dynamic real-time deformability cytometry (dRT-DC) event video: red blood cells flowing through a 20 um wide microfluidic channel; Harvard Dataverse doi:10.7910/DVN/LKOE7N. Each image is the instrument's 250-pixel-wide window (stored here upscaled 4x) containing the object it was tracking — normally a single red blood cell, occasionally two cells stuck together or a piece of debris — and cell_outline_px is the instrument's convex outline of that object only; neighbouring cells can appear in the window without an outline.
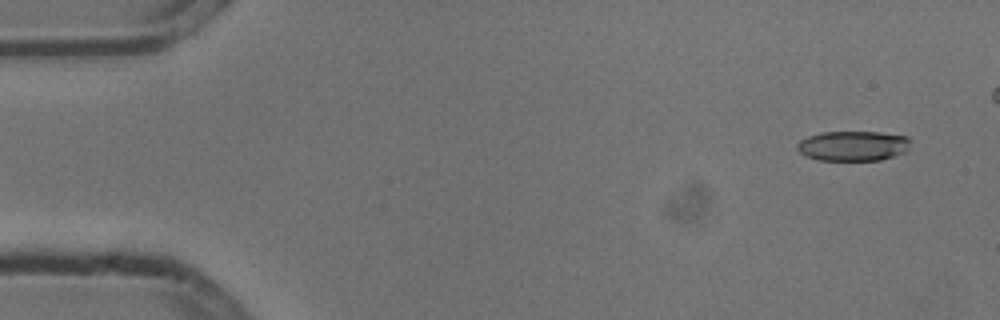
{"species": "common noctule bat (a hibernating species)", "species_latin": "Nyctalus noctula", "temperature_condition": "cold", "stored_images_in_passage": 7, "camera_frame_rate_fps": 3000, "um_per_image_px": 0.085, "animal": {"sex": "male", "body_mass_g": 13.3}, "frame": {"image": 1, "passage_image": 1, "time_ms": 0.0, "image_size_px": [1000, 320], "cell_outline_px": [[912, 140], [908, 148], [904, 152], [880, 160], [816, 160], [800, 152], [796, 148], [796, 144], [800, 140], [808, 136], [824, 132], [880, 132], [908, 136]], "centroid_in_image_um": [72.52, 12.39], "position_along_channel_um": 12.5, "area_um2": 19.83}}
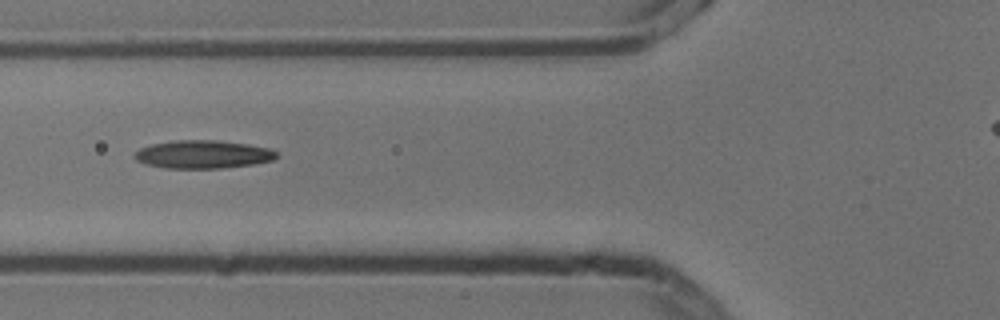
{"frame": {"image": 2, "passage_image": 6, "time_ms": 1.667, "image_size_px": [1000, 320], "cell_outline_px": [[276, 156], [272, 160], [252, 164], [220, 168], [164, 168], [144, 164], [136, 160], [132, 156], [140, 148], [152, 144], [176, 140], [216, 140], [248, 144], [268, 148], [276, 152]], "centroid_in_image_um": [17.19, 13.12], "position_along_channel_um": 108.6, "area_um2": 23.12}}
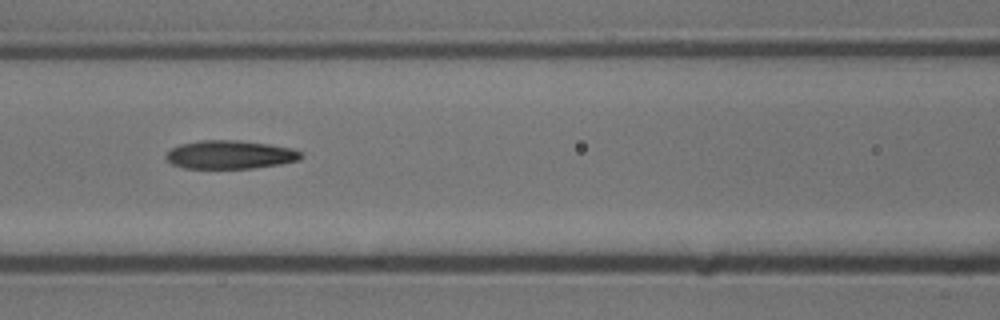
{"frame": {"image": 3, "passage_image": 7, "time_ms": 2.0, "image_size_px": [1000, 320], "cell_outline_px": [[304, 156], [300, 160], [280, 164], [252, 168], [184, 168], [172, 164], [164, 156], [172, 148], [180, 144], [200, 140], [240, 140], [268, 144], [292, 148], [300, 152]], "centroid_in_image_um": [19.56, 13.14], "position_along_channel_um": 147.0, "area_um2": 22.37}}